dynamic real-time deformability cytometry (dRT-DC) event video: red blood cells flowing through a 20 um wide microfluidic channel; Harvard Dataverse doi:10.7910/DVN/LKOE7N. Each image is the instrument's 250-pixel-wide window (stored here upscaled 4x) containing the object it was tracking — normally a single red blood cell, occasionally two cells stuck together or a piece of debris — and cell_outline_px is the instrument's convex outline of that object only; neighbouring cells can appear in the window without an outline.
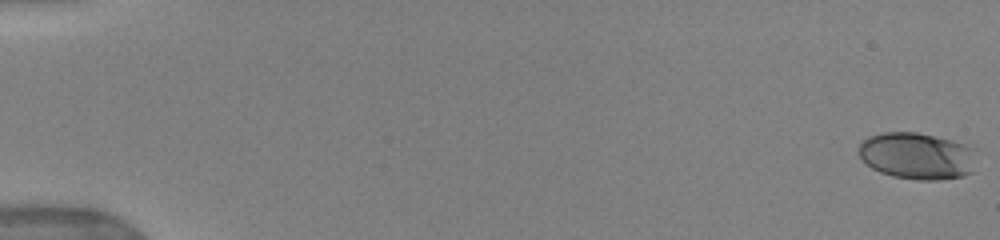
{"species": "human", "species_latin": "Homo sapiens", "temperature_condition": "warm", "stored_images_in_passage": 52, "camera_frame_rate_fps": 3000, "um_per_image_px": 0.085, "donor": {"sex": "female"}, "frame": {"image": 1, "passage_image": 1, "time_ms": 0.0, "image_size_px": [1000, 240], "cell_outline_px": [[976, 148], [972, 172], [964, 176], [936, 180], [920, 180], [892, 176], [880, 172], [872, 168], [860, 156], [860, 144], [868, 136], [880, 132], [916, 132], [964, 144]], "centroid_in_image_um": [77.96, 13.25], "position_along_channel_um": 7.0, "area_um2": 31.91}}
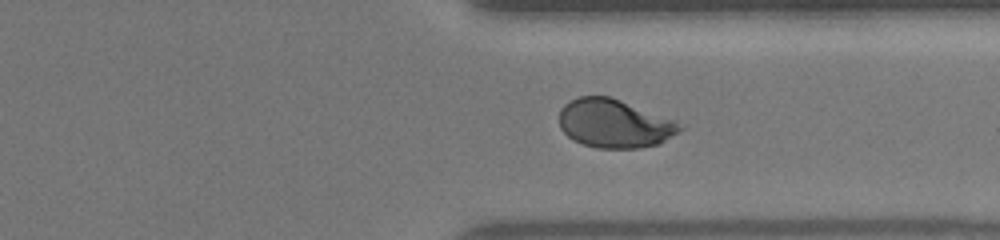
{"frame": {"image": 2, "passage_image": 41, "time_ms": 13.333, "image_size_px": [1000, 240], "cell_outline_px": [[684, 128], [660, 144], [640, 148], [596, 148], [572, 140], [560, 128], [560, 108], [564, 104], [580, 96], [608, 96], [620, 100], [676, 120]], "centroid_in_image_um": [52.23, 10.51], "position_along_channel_um": 359.2, "area_um2": 34.1}}
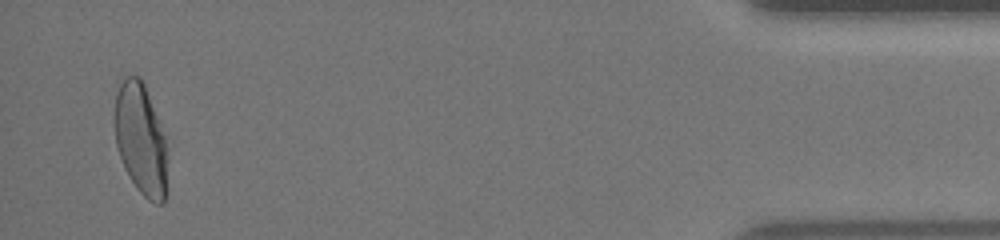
{"frame": {"image": 3, "passage_image": 51, "time_ms": 16.667, "image_size_px": [1000, 240], "cell_outline_px": [[168, 156], [164, 200], [160, 204], [156, 204], [148, 200], [136, 188], [128, 176], [124, 168], [116, 144], [112, 120], [116, 92], [124, 76], [140, 76], [144, 84], [164, 136], [168, 148]], "centroid_in_image_um": [11.93, 11.83], "position_along_channel_um": 423.3, "area_um2": 34.68}, "authors_computed_cell_mechanics": {"area_um2": 33.8419, "velocity_mm_per_s": 3.9664, "shape_relaxation_time_tau1_ms": 4.3515, "shape_relaxation_time_tau2_ms": 0.8235, "deformation_change_tau1": 0.194, "deformation_change_tau2": 0.0579}}